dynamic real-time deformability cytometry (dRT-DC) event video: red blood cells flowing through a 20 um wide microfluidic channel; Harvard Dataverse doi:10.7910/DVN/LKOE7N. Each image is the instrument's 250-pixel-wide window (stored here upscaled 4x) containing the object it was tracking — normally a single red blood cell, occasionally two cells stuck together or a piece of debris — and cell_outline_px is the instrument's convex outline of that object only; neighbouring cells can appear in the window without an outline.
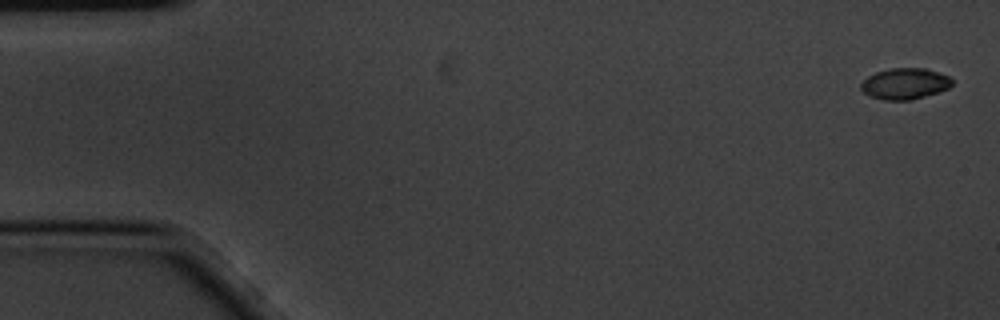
{"species": "common noctule bat (a hibernating species)", "species_latin": "Nyctalus noctula", "temperature_condition": "cold", "stored_images_in_passage": 6, "segment_of_instrument_passage": [2, 2], "camera_frame_rate_fps": 3000, "um_per_image_px": 0.085, "animal": {"sex": "male", "body_mass_g": 20.1, "forearm_length_mm": 53.5}, "frame": {"image": 1, "passage_image": 6, "time_ms": 1.667, "image_size_px": [1000, 320], "cell_outline_px": [[952, 84], [948, 88], [912, 100], [884, 100], [872, 96], [864, 92], [860, 88], [860, 84], [868, 76], [876, 72], [892, 68], [924, 68], [948, 76], [952, 80]], "centroid_in_image_um": [76.89, 7.11], "position_along_channel_um": 8.1, "area_um2": 16.24}}